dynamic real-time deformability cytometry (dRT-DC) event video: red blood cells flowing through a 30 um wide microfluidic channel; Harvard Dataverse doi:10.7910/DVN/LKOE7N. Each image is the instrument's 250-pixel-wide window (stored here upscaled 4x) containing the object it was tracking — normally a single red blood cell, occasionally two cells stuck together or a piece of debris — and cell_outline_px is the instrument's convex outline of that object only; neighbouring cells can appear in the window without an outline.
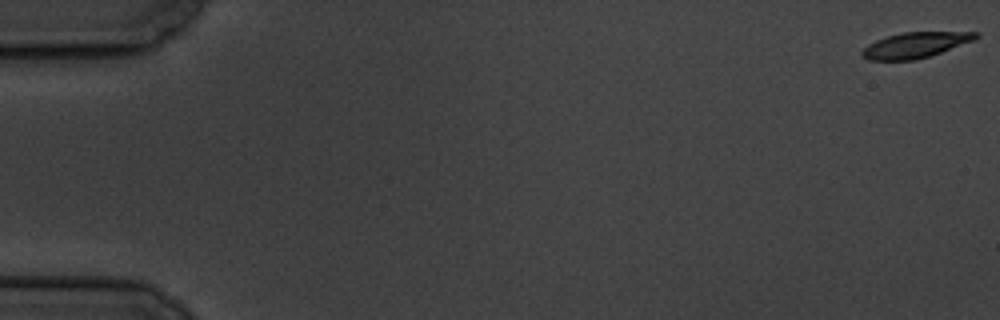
{"species": "common noctule bat (a hibernating species)", "species_latin": "Nyctalus noctula", "temperature_condition": "cold", "stored_images_in_passage": 57, "camera_frame_rate_fps": 3000, "um_per_image_px": 0.085, "animal": {"sex": "male", "body_mass_g": 19.5, "forearm_length_mm": 54.6}, "frame": {"image": 1, "passage_image": 1, "time_ms": 0.0, "image_size_px": [1000, 320], "cell_outline_px": [[980, 36], [972, 40], [940, 52], [916, 60], [868, 60], [860, 56], [860, 52], [868, 44], [876, 40], [888, 36], [904, 32], [980, 32]], "centroid_in_image_um": [77.74, 3.83], "position_along_channel_um": 7.3, "area_um2": 16.7}}
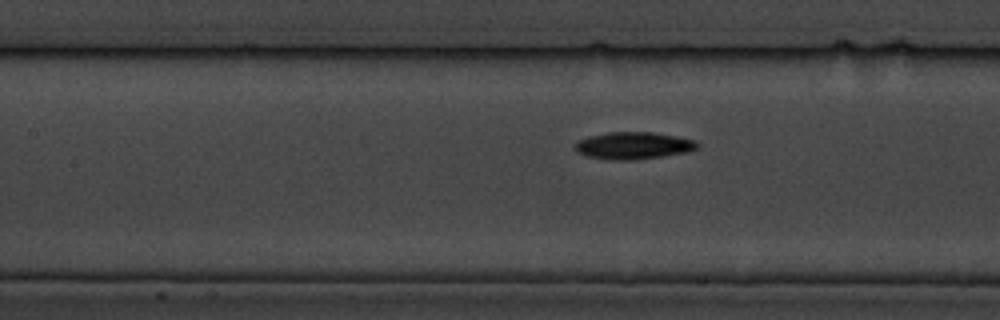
{"frame": {"image": 2, "passage_image": 27, "time_ms": 8.667, "image_size_px": [1000, 320], "cell_outline_px": [[700, 144], [696, 148], [688, 152], [632, 160], [608, 160], [588, 156], [576, 152], [576, 144], [580, 140], [588, 136], [608, 132], [652, 132], [676, 136], [696, 140]], "centroid_in_image_um": [53.85, 12.37], "position_along_channel_um": 153.5, "area_um2": 19.25}}
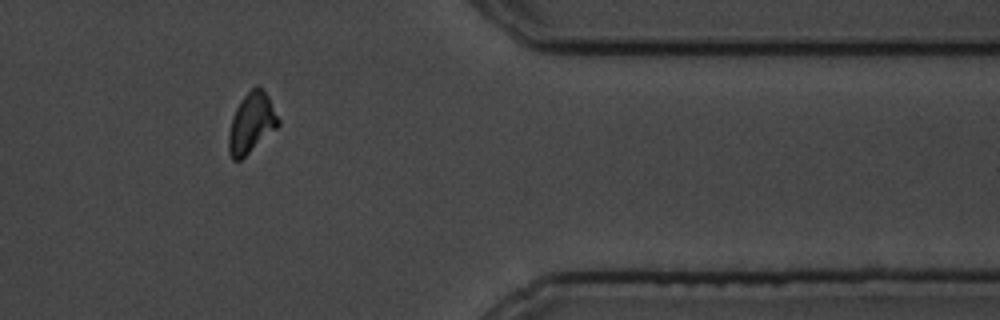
{"frame": {"image": 3, "passage_image": 49, "time_ms": 16.0, "image_size_px": [1000, 320], "cell_outline_px": [[280, 124], [276, 128], [240, 160], [232, 160], [228, 152], [228, 132], [232, 116], [240, 100], [256, 84], [268, 96], [280, 120]], "centroid_in_image_um": [21.34, 10.46], "position_along_channel_um": 390.1, "area_um2": 17.22}}